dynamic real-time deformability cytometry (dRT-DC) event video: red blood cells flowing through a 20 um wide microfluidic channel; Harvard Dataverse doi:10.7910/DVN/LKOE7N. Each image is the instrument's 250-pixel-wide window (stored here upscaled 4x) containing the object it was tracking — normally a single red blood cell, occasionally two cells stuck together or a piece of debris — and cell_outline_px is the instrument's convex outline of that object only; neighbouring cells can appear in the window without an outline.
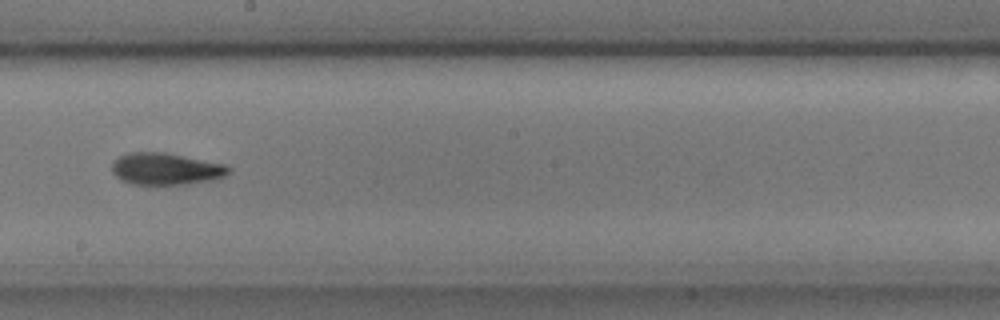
{"species": "common noctule bat (a hibernating species)", "species_latin": "Nyctalus noctula", "temperature_condition": "cold", "stored_images_in_passage": 12, "camera_frame_rate_fps": 3000, "um_per_image_px": 0.085, "animal": {"sex": "male", "body_mass_g": 17.9, "forearm_length_mm": 54.2}, "frame": {"image": 1, "passage_image": 7, "time_ms": 2.0, "image_size_px": [1000, 320], "cell_outline_px": [[232, 168], [224, 176], [212, 180], [188, 184], [132, 184], [120, 180], [112, 172], [112, 164], [120, 156], [128, 152], [164, 152], [224, 164]], "centroid_in_image_um": [14.08, 14.36], "position_along_channel_um": 234.1, "area_um2": 21.56}}